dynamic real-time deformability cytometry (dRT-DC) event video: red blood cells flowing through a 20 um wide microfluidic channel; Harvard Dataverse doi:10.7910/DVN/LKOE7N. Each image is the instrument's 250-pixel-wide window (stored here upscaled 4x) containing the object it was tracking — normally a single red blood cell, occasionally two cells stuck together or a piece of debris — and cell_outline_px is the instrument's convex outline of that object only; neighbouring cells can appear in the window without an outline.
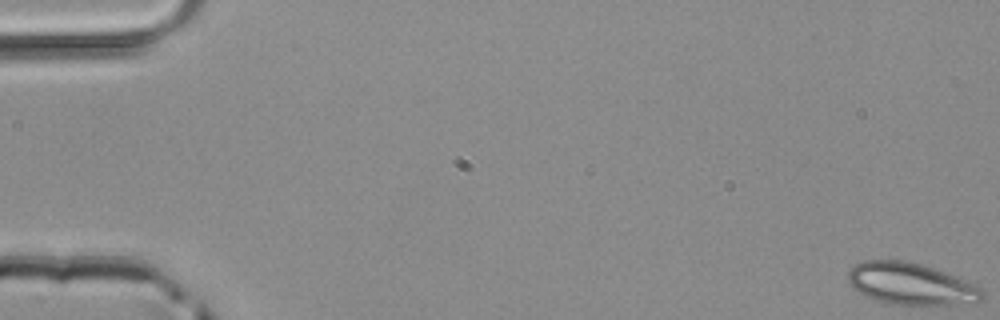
{"species": "common noctule bat (a hibernating species)", "species_latin": "Nyctalus noctula", "temperature_condition": "room temperature", "stored_images_in_passage": 50, "camera_frame_rate_fps": 3000, "um_per_image_px": 0.085, "animal": {"sex": "male", "body_mass_g": 20.4}, "frame": {"image": 1, "passage_image": 1, "time_ms": 0.0, "image_size_px": [1000, 320], "cell_outline_px": [[984, 296], [976, 304], [888, 304], [872, 300], [852, 288], [848, 280], [848, 272], [856, 264], [864, 260], [904, 260], [920, 264], [944, 272], [964, 280], [980, 288], [984, 292]], "centroid_in_image_um": [77.39, 24.14], "position_along_channel_um": 7.6, "area_um2": 32.6}}
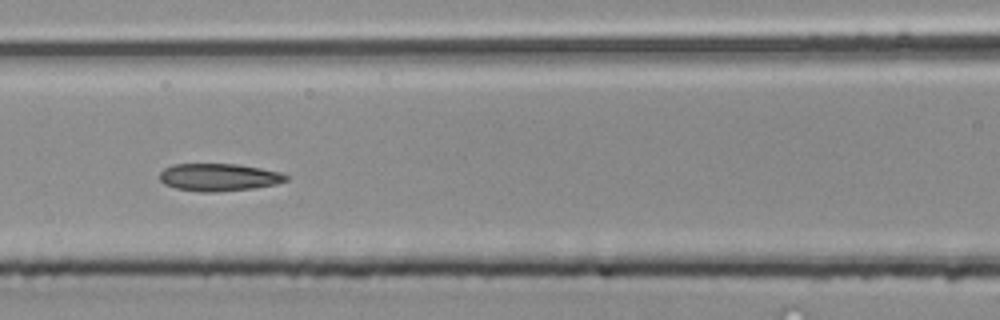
{"frame": {"image": 2, "passage_image": 23, "time_ms": 7.333, "image_size_px": [1000, 320], "cell_outline_px": [[288, 180], [276, 184], [252, 188], [216, 192], [196, 192], [176, 188], [164, 184], [160, 180], [160, 172], [164, 168], [172, 164], [240, 164], [280, 172], [288, 176]], "centroid_in_image_um": [18.58, 15.06], "position_along_channel_um": 148.0, "area_um2": 20.35}}
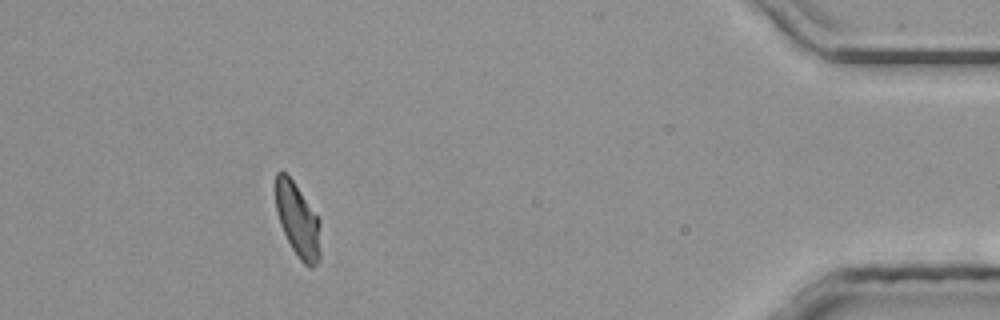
{"frame": {"image": 3, "passage_image": 46, "time_ms": 15.0, "image_size_px": [1000, 320], "cell_outline_px": [[320, 260], [312, 268], [308, 268], [300, 260], [292, 248], [280, 224], [276, 212], [276, 172], [284, 172], [292, 180], [320, 220]], "centroid_in_image_um": [25.32, 18.77], "position_along_channel_um": 409.9, "area_um2": 19.13}}